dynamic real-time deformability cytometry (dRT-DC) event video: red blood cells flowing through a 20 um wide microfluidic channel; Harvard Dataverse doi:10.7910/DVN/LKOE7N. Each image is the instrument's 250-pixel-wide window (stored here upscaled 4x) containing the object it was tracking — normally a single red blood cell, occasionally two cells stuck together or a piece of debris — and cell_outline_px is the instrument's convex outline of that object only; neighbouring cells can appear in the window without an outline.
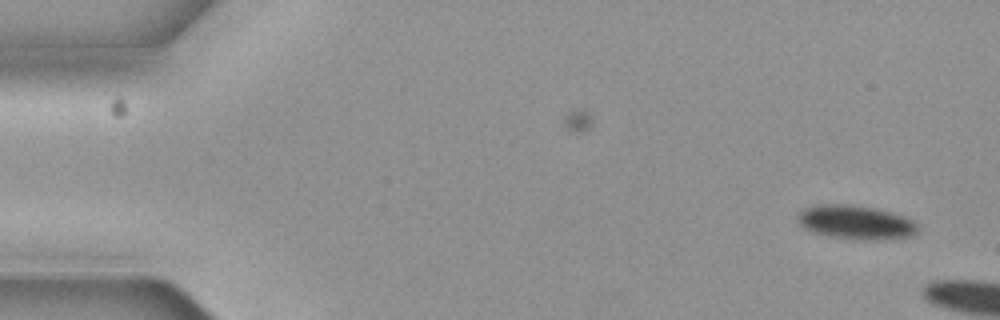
{"species": "common noctule bat (a hibernating species)", "species_latin": "Nyctalus noctula", "temperature_condition": "cold", "stored_images_in_passage": 4, "segment_of_instrument_passage": [2, 2], "camera_frame_rate_fps": 3000, "um_per_image_px": 0.085, "animal": {"sex": "female", "body_mass_g": 19.3, "forearm_length_mm": 54.1}, "frame": {"image": 1, "passage_image": 4, "time_ms": 1.0, "image_size_px": [1000, 320], "cell_outline_px": [[916, 232], [908, 236], [860, 240], [832, 236], [816, 232], [800, 224], [796, 220], [800, 212], [804, 208], [816, 204], [848, 204], [872, 208], [888, 212], [912, 220], [916, 224]], "centroid_in_image_um": [72.67, 18.87], "position_along_channel_um": 12.3, "area_um2": 22.83}}